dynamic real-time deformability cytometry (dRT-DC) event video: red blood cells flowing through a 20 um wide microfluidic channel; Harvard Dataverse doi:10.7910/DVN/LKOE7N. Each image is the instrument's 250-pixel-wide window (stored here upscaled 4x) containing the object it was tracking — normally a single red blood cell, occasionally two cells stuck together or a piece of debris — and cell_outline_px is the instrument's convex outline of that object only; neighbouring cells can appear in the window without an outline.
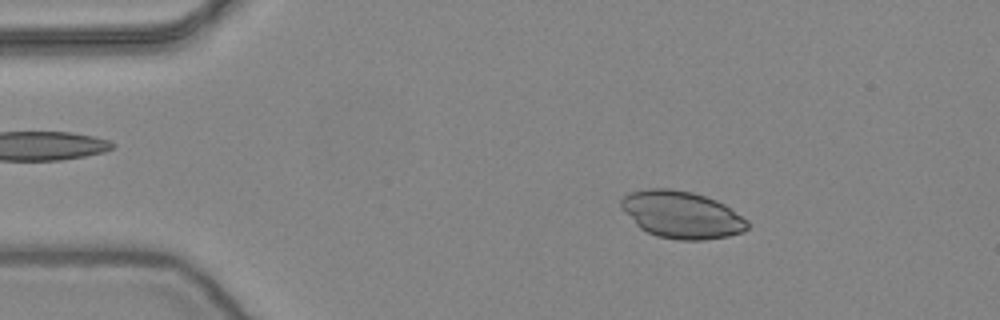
{"species": "common noctule bat (a hibernating species)", "species_latin": "Nyctalus noctula", "temperature_condition": "warm", "stored_images_in_passage": 52, "camera_frame_rate_fps": 3000, "um_per_image_px": 0.085, "animal": {"sex": "female", "body_mass_g": 24.6, "forearm_length_mm": 56.2}, "frame": {"image": 1, "passage_image": 8, "time_ms": 2.333, "image_size_px": [1000, 320], "cell_outline_px": [[748, 228], [744, 232], [728, 236], [704, 240], [680, 240], [656, 236], [640, 228], [620, 208], [620, 200], [624, 196], [632, 192], [648, 188], [672, 188], [692, 192], [716, 200], [724, 204], [748, 220]], "centroid_in_image_um": [57.94, 18.25], "position_along_channel_um": 27.1, "area_um2": 34.8}}
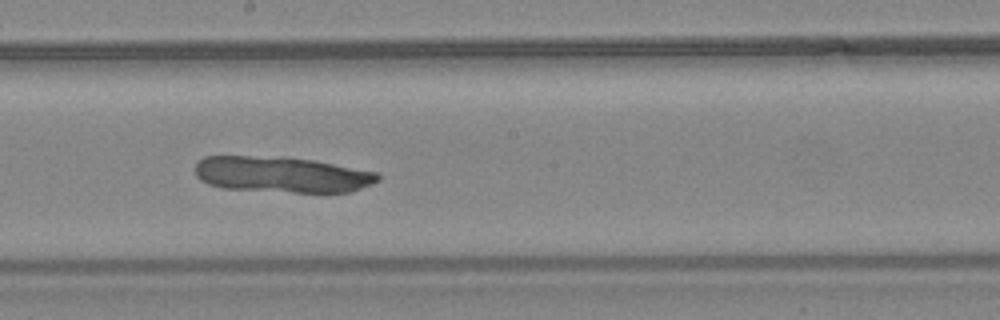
{"frame": {"image": 2, "passage_image": 28, "time_ms": 9.0, "image_size_px": [1000, 320], "cell_outline_px": [[380, 180], [372, 184], [352, 192], [292, 192], [220, 188], [208, 184], [200, 180], [196, 176], [196, 160], [204, 156], [248, 156], [316, 160], [376, 172], [380, 176]], "centroid_in_image_um": [23.93, 14.84], "position_along_channel_um": 224.3, "area_um2": 38.21}}